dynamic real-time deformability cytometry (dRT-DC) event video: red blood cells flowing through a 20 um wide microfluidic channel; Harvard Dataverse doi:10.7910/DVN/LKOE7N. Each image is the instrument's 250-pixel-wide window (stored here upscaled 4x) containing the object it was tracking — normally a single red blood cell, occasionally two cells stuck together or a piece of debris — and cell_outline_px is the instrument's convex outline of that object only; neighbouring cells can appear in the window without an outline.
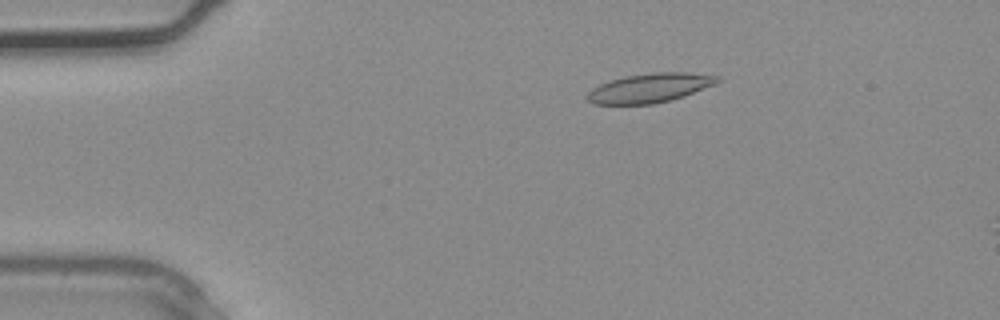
{"species": "common noctule bat (a hibernating species)", "species_latin": "Nyctalus noctula", "temperature_condition": "warm", "stored_images_in_passage": 3, "camera_frame_rate_fps": 3000, "um_per_image_px": 0.085, "animal": {"sex": "male", "body_mass_g": 20.4}, "frame": {"image": 1, "passage_image": 2, "time_ms": 0.333, "image_size_px": [1000, 320], "cell_outline_px": [[720, 80], [716, 84], [684, 96], [672, 100], [652, 104], [592, 104], [588, 100], [588, 92], [592, 88], [600, 84], [624, 76], [656, 72], [688, 72], [720, 76]], "centroid_in_image_um": [55.27, 7.47], "position_along_channel_um": 29.7, "area_um2": 22.14}}